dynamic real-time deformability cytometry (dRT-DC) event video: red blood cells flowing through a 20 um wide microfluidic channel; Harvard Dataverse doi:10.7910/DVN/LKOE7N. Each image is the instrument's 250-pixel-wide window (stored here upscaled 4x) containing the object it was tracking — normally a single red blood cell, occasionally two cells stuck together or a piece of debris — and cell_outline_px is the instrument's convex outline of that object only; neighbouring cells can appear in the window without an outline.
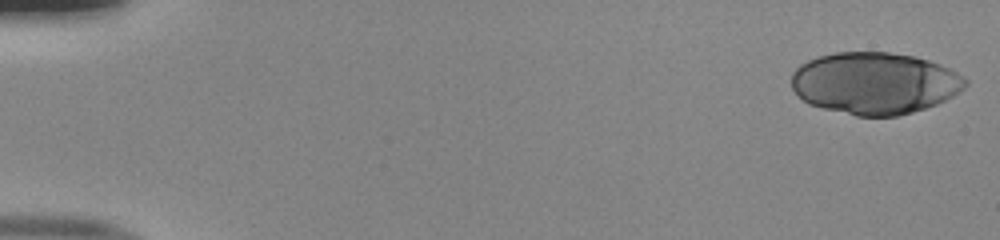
{"species": "human", "species_latin": "Homo sapiens", "temperature_condition": "room temperature", "stored_images_in_passage": 50, "camera_frame_rate_fps": 3000, "um_per_image_px": 0.085, "donor": {"sex": "male"}, "frame": {"image": 1, "passage_image": 1, "time_ms": 0.0, "image_size_px": [1000, 240], "cell_outline_px": [[968, 84], [960, 92], [936, 104], [912, 112], [896, 116], [856, 116], [808, 104], [792, 88], [792, 72], [800, 64], [808, 60], [820, 56], [836, 52], [888, 52], [912, 56], [928, 60], [940, 64], [964, 76], [968, 80]], "centroid_in_image_um": [74.36, 7.07], "position_along_channel_um": 10.6, "area_um2": 62.6}}
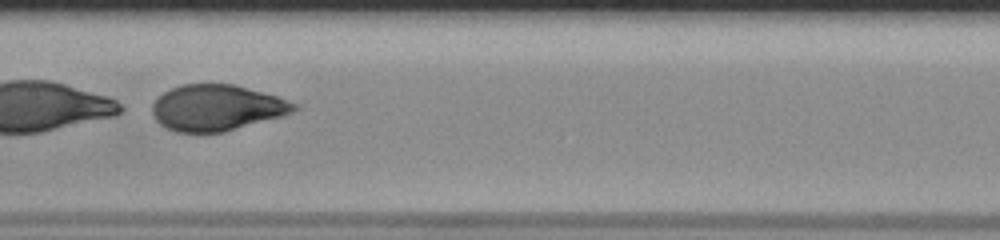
{"frame": {"image": 2, "passage_image": 27, "time_ms": 8.667, "image_size_px": [1000, 240], "cell_outline_px": [[300, 108], [284, 116], [224, 132], [176, 132], [160, 124], [156, 120], [152, 112], [152, 104], [164, 92], [172, 88], [184, 84], [236, 84], [276, 96], [300, 104]], "centroid_in_image_um": [18.47, 9.16], "position_along_channel_um": 188.9, "area_um2": 38.09}}